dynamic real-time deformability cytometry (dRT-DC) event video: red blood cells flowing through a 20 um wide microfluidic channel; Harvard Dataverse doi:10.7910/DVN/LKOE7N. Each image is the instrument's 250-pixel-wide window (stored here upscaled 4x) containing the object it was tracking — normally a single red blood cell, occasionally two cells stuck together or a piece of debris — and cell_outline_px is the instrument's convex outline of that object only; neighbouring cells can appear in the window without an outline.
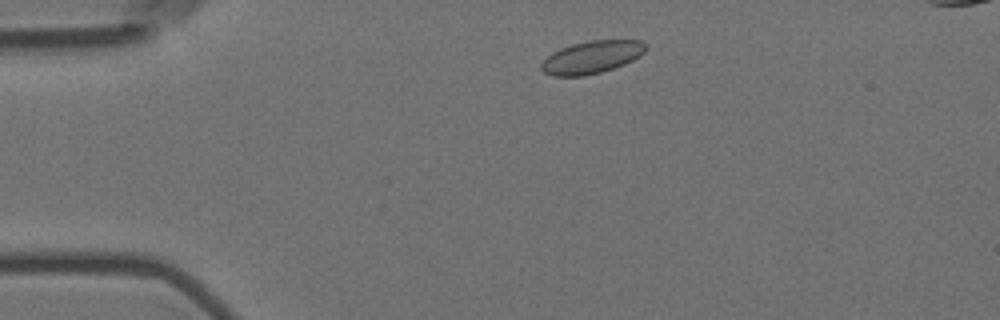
{"species": "Egyptian fruit bat (a non-hibernating species)", "species_latin": "Rousettus aegyptiacus", "temperature_condition": "room temperature", "stored_images_in_passage": 4, "camera_frame_rate_fps": 3000, "um_per_image_px": 0.085, "animal": {"sex": "female"}, "frame": {"image": 1, "passage_image": 2, "time_ms": 0.333, "image_size_px": [1000, 320], "cell_outline_px": [[648, 48], [640, 56], [624, 64], [600, 72], [584, 76], [552, 76], [544, 72], [540, 68], [540, 64], [552, 52], [560, 48], [572, 44], [588, 40], [640, 40], [648, 44]], "centroid_in_image_um": [50.3, 4.85], "position_along_channel_um": 34.7, "area_um2": 19.94}}